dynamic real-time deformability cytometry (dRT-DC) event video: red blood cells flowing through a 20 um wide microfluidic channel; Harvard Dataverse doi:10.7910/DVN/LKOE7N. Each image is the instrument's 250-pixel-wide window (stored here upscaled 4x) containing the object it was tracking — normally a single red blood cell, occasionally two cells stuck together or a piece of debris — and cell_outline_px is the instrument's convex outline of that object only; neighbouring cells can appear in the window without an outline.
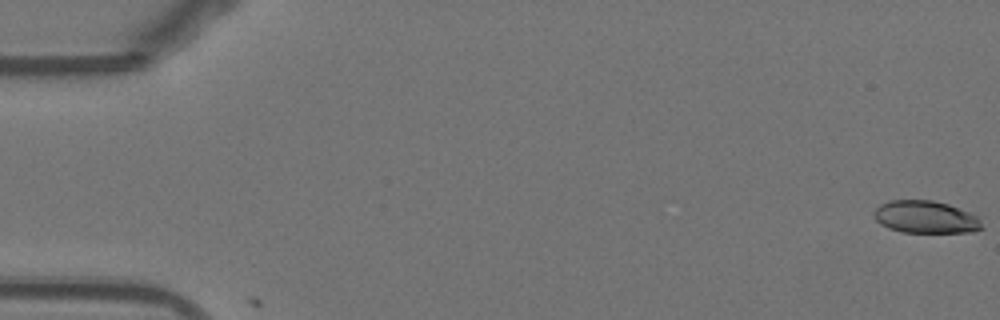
{"species": "Egyptian fruit bat (a non-hibernating species)", "species_latin": "Rousettus aegyptiacus", "temperature_condition": "warm", "stored_images_in_passage": 2, "camera_frame_rate_fps": 3000, "um_per_image_px": 0.085, "animal": {"sex": "female"}, "frame": {"image": 1, "passage_image": 1, "time_ms": 0.0, "image_size_px": [1000, 320], "cell_outline_px": [[984, 228], [968, 232], [900, 232], [888, 228], [880, 224], [872, 216], [872, 212], [880, 204], [892, 200], [932, 200], [948, 204], [968, 212], [976, 216]], "centroid_in_image_um": [78.61, 18.45], "position_along_channel_um": 6.4, "area_um2": 20.35}}